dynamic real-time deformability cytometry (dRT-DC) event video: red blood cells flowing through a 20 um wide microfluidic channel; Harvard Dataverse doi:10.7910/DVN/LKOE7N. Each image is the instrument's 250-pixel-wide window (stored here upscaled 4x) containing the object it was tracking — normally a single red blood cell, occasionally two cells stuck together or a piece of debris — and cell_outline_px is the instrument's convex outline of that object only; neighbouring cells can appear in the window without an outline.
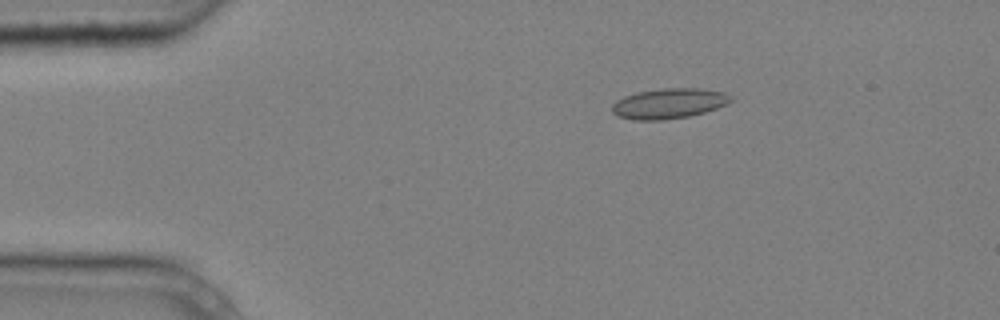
{"species": "common noctule bat (a hibernating species)", "species_latin": "Nyctalus noctula", "temperature_condition": "cold", "stored_images_in_passage": 2, "camera_frame_rate_fps": 3000, "um_per_image_px": 0.085, "animal": {"sex": "male", "body_mass_g": 20.4}, "frame": {"image": 1, "passage_image": 2, "time_ms": 0.333, "image_size_px": [1000, 320], "cell_outline_px": [[732, 100], [728, 104], [704, 112], [688, 116], [660, 120], [632, 120], [616, 116], [612, 112], [612, 104], [616, 100], [624, 96], [636, 92], [664, 88], [700, 88], [724, 92], [732, 96]], "centroid_in_image_um": [56.83, 8.79], "position_along_channel_um": 28.2, "area_um2": 21.04}}